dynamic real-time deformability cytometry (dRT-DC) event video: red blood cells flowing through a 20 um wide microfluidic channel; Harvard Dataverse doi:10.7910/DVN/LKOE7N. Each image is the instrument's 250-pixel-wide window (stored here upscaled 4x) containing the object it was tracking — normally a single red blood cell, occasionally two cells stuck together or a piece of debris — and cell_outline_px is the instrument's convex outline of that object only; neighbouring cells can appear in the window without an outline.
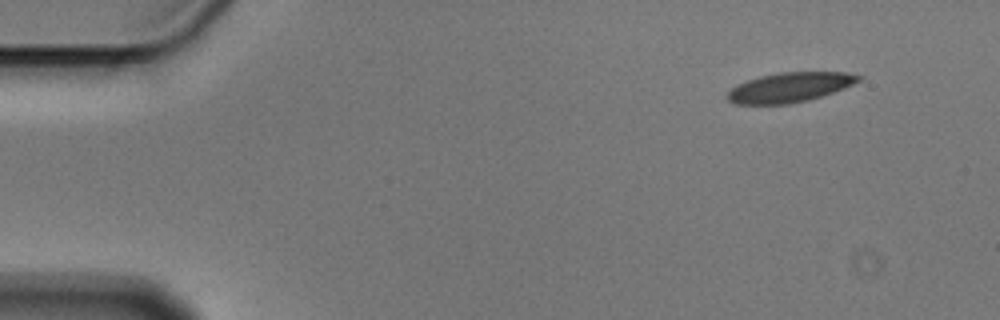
{"species": "Egyptian fruit bat (a non-hibernating species)", "species_latin": "Rousettus aegyptiacus", "temperature_condition": "cold", "stored_images_in_passage": 4, "camera_frame_rate_fps": 3000, "um_per_image_px": 0.085, "animal": {"sex": "male"}, "frame": {"image": 1, "passage_image": 1, "time_ms": 0.0, "image_size_px": [1000, 320], "cell_outline_px": [[860, 80], [844, 88], [808, 100], [788, 104], [736, 104], [728, 100], [728, 92], [736, 84], [760, 76], [780, 72], [848, 72], [860, 76]], "centroid_in_image_um": [67.11, 7.42], "position_along_channel_um": 17.9, "area_um2": 22.43}}
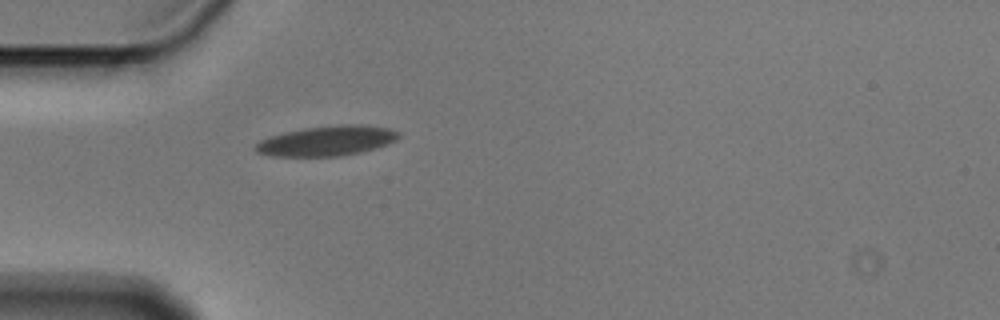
{"frame": {"image": 2, "passage_image": 4, "time_ms": 1.0, "image_size_px": [1000, 320], "cell_outline_px": [[400, 136], [396, 140], [388, 144], [376, 148], [360, 152], [340, 156], [272, 156], [256, 152], [256, 144], [260, 140], [268, 136], [284, 132], [304, 128], [340, 124], [364, 124], [388, 128], [400, 132]], "centroid_in_image_um": [27.8, 11.96], "position_along_channel_um": 57.2, "area_um2": 25.14}}